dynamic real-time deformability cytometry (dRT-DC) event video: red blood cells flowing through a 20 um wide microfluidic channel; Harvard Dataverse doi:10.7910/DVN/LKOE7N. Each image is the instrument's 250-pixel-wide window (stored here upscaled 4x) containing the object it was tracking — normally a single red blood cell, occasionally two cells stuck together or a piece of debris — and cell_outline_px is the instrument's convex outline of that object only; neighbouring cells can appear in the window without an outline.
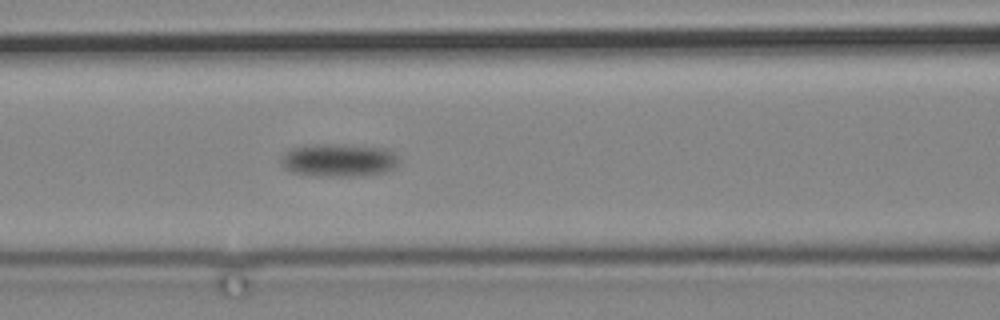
{"species": "common noctule bat (a hibernating species)", "species_latin": "Nyctalus noctula", "temperature_condition": "cold", "stored_images_in_passage": 12, "camera_frame_rate_fps": 3000, "um_per_image_px": 0.085, "animal": {"sex": "male", "body_mass_g": 19.2, "forearm_length_mm": 51.8}, "frame": {"image": 1, "passage_image": 12, "time_ms": 14.0, "image_size_px": [1000, 320], "cell_outline_px": [[400, 160], [396, 168], [384, 172], [360, 176], [308, 176], [292, 172], [284, 168], [280, 160], [280, 156], [284, 152], [292, 148], [304, 144], [344, 144], [388, 148]], "centroid_in_image_um": [28.76, 13.61], "position_along_channel_um": 137.8, "area_um2": 23.29}}